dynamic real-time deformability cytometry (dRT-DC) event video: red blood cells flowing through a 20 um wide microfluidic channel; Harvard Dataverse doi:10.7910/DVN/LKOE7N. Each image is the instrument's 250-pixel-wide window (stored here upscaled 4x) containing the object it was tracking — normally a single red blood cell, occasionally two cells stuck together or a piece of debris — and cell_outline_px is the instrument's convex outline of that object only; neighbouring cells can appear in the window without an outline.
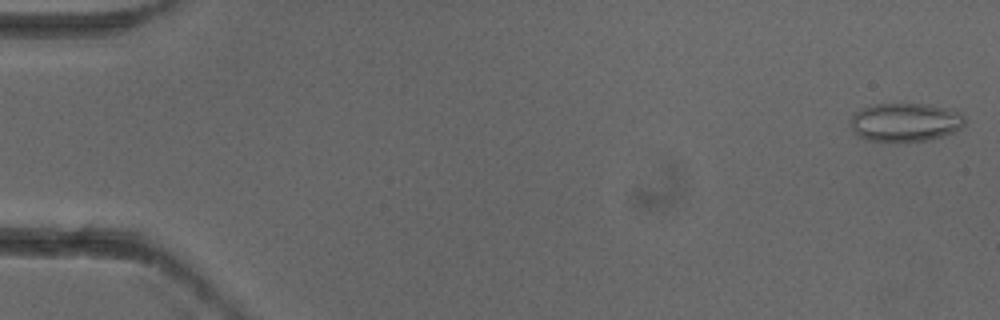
{"species": "common noctule bat (a hibernating species)", "species_latin": "Nyctalus noctula", "temperature_condition": "cold", "stored_images_in_passage": 5, "camera_frame_rate_fps": 3000, "um_per_image_px": 0.085, "animal": {"sex": "female"}, "frame": {"image": 1, "passage_image": 1, "time_ms": 0.0, "image_size_px": [1000, 320], "cell_outline_px": [[964, 124], [956, 132], [928, 140], [868, 140], [860, 136], [852, 128], [848, 120], [856, 112], [864, 108], [876, 104], [928, 104], [960, 112], [964, 116]], "centroid_in_image_um": [76.97, 10.37], "position_along_channel_um": 8.0, "area_um2": 25.2}}